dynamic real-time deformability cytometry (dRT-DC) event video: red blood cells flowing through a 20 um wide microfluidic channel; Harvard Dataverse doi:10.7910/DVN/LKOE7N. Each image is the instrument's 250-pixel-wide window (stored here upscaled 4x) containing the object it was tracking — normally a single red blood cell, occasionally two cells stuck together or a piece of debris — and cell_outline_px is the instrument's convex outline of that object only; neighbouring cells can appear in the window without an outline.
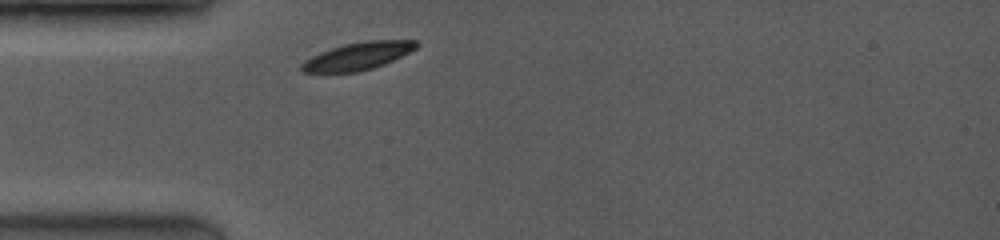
{"species": "common noctule bat (a hibernating species)", "species_latin": "Nyctalus noctula", "temperature_condition": "room temperature", "stored_images_in_passage": 7, "camera_frame_rate_fps": 3500, "um_per_image_px": 0.085, "animal": {"sex": "female", "body_mass_g": 19.0, "forearm_length_mm": 53.3}, "frame": {"image": 1, "passage_image": 1, "time_ms": 0.0, "image_size_px": [1000, 240], "cell_outline_px": [[420, 44], [416, 48], [384, 64], [360, 72], [300, 72], [300, 64], [304, 60], [320, 52], [344, 44], [364, 40], [416, 40]], "centroid_in_image_um": [30.39, 4.76], "position_along_channel_um": 54.6, "area_um2": 18.38}}